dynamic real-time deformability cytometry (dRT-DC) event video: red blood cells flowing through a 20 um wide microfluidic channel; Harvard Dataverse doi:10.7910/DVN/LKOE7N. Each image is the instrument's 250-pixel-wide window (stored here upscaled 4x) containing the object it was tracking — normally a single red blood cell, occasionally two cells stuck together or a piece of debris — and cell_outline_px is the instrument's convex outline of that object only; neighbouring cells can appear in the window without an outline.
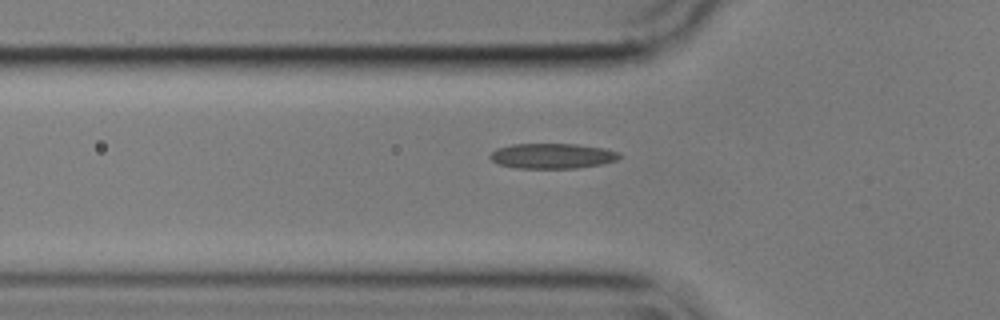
{"species": "common noctule bat (a hibernating species)", "species_latin": "Nyctalus noctula", "temperature_condition": "cold", "stored_images_in_passage": 41, "camera_frame_rate_fps": 3000, "um_per_image_px": 0.085, "animal": {"sex": "male", "body_mass_g": 17.9}, "frame": {"image": 1, "passage_image": 5, "time_ms": 1.333, "image_size_px": [1000, 320], "cell_outline_px": [[620, 156], [616, 160], [600, 164], [576, 168], [516, 168], [496, 164], [488, 156], [496, 148], [512, 144], [576, 144], [604, 148], [620, 152]], "centroid_in_image_um": [46.9, 13.25], "position_along_channel_um": 78.9, "area_um2": 19.02}}
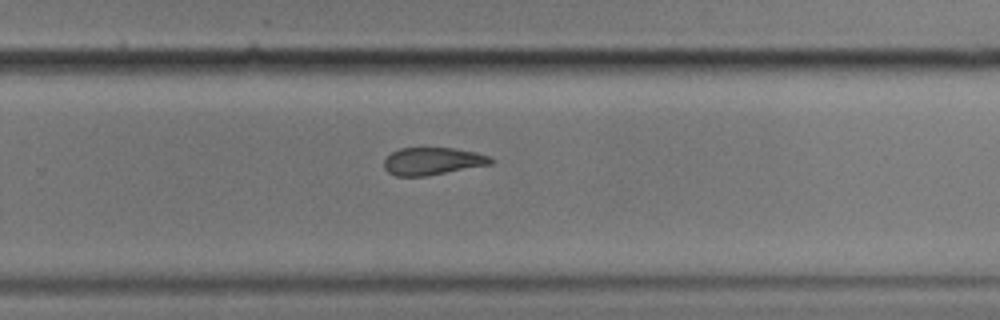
{"frame": {"image": 2, "passage_image": 23, "time_ms": 7.333, "image_size_px": [1000, 320], "cell_outline_px": [[496, 160], [492, 164], [424, 176], [396, 176], [388, 172], [384, 168], [384, 160], [392, 152], [400, 148], [456, 148], [476, 152], [488, 156]], "centroid_in_image_um": [36.78, 13.69], "position_along_channel_um": 293.0, "area_um2": 17.05}}
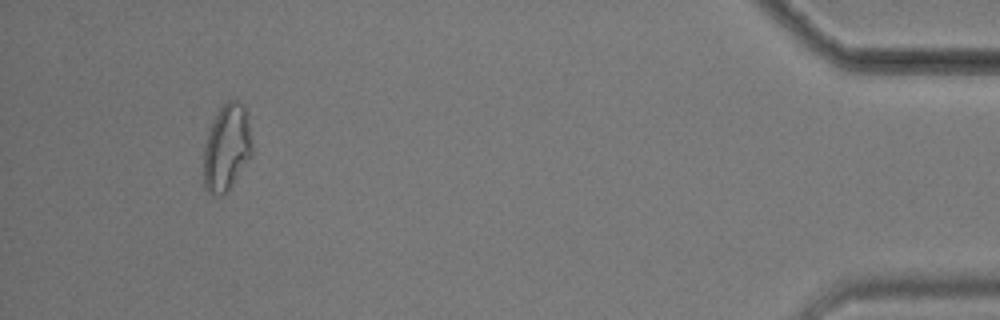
{"frame": {"image": 3, "passage_image": 39, "time_ms": 12.667, "image_size_px": [1000, 320], "cell_outline_px": [[252, 156], [224, 196], [212, 196], [204, 188], [204, 148], [208, 132], [224, 100], [236, 100], [244, 104], [252, 144]], "centroid_in_image_um": [19.27, 12.59], "position_along_channel_um": 415.9, "area_um2": 24.51}, "authors_computed_cell_mechanics": {"area_um2": 18.5538, "velocity_mm_per_s": 3.5671, "shape_relaxation_time_tau1_ms": 8.5687, "shape_relaxation_time_tau2_ms": 4.157, "deformation_change_tau1": 0.166, "deformation_change_tau2": 0.1151}}